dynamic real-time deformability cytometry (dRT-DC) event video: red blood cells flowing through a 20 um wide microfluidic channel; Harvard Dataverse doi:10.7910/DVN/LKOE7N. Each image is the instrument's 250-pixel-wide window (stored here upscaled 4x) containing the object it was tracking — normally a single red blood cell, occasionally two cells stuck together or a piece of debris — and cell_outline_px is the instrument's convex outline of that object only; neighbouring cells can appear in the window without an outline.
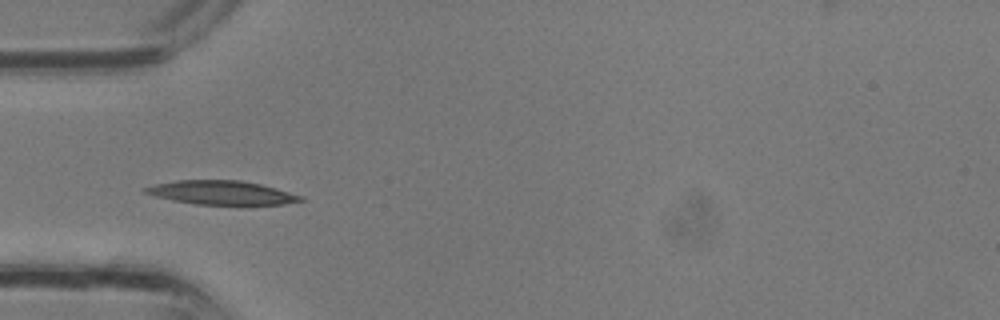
{"species": "common noctule bat (a hibernating species)", "species_latin": "Nyctalus noctula", "temperature_condition": "room temperature", "stored_images_in_passage": 18, "camera_frame_rate_fps": 3000, "um_per_image_px": 0.085, "animal": {"sex": "male", "body_mass_g": 13.3}, "frame": {"image": 1, "passage_image": 1, "time_ms": 0.0, "image_size_px": [1000, 320], "cell_outline_px": [[304, 200], [284, 204], [196, 204], [172, 200], [156, 196], [144, 192], [144, 188], [156, 184], [176, 180], [240, 180], [260, 184], [276, 188], [304, 196]], "centroid_in_image_um": [18.86, 16.37], "position_along_channel_um": 66.1, "area_um2": 21.33}}
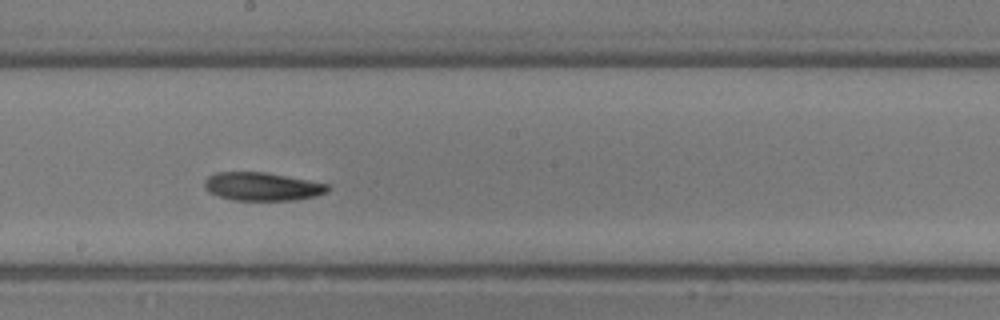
{"frame": {"image": 2, "passage_image": 9, "time_ms": 2.667, "image_size_px": [1000, 320], "cell_outline_px": [[328, 192], [316, 196], [296, 200], [232, 200], [208, 192], [204, 188], [204, 180], [208, 176], [216, 172], [264, 172], [308, 180], [328, 184]], "centroid_in_image_um": [22.26, 15.86], "position_along_channel_um": 225.9, "area_um2": 20.29}}
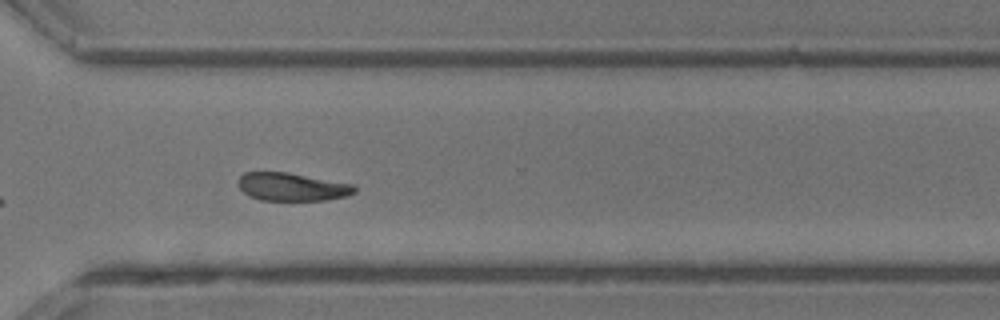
{"frame": {"image": 3, "passage_image": 15, "time_ms": 4.667, "image_size_px": [1000, 320], "cell_outline_px": [[356, 192], [348, 196], [328, 200], [260, 200], [244, 192], [236, 184], [236, 180], [244, 172], [288, 172], [352, 184], [356, 188]], "centroid_in_image_um": [24.81, 15.88], "position_along_channel_um": 345.8, "area_um2": 19.07}}